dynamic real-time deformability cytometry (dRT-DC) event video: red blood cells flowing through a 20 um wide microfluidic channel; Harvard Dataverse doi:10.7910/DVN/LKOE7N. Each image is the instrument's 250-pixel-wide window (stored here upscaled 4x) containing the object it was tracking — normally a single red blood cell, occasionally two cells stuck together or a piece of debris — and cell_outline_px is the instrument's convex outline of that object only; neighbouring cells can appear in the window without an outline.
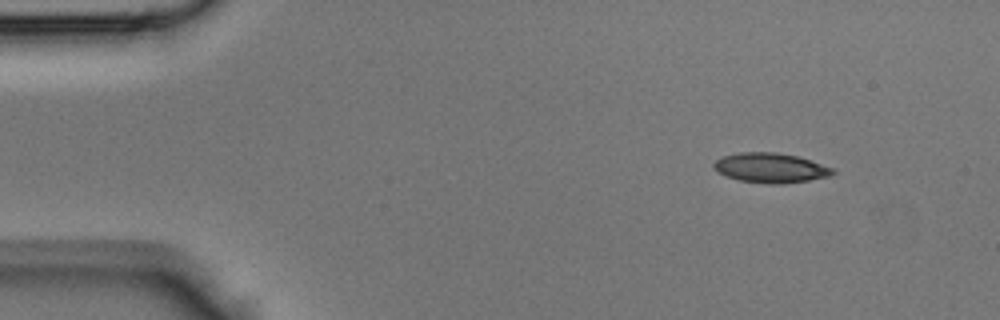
{"species": "Egyptian fruit bat (a non-hibernating species)", "species_latin": "Rousettus aegyptiacus", "temperature_condition": "room temperature", "stored_images_in_passage": 39, "camera_frame_rate_fps": 3000, "um_per_image_px": 0.085, "animal": {"sex": "male"}, "frame": {"image": 1, "passage_image": 1, "time_ms": 0.0, "image_size_px": [1000, 320], "cell_outline_px": [[836, 172], [832, 176], [808, 180], [780, 184], [768, 184], [740, 180], [716, 172], [712, 168], [712, 164], [716, 160], [724, 156], [740, 152], [776, 152], [796, 156], [836, 168]], "centroid_in_image_um": [65.52, 14.27], "position_along_channel_um": 19.5, "area_um2": 20.69}}
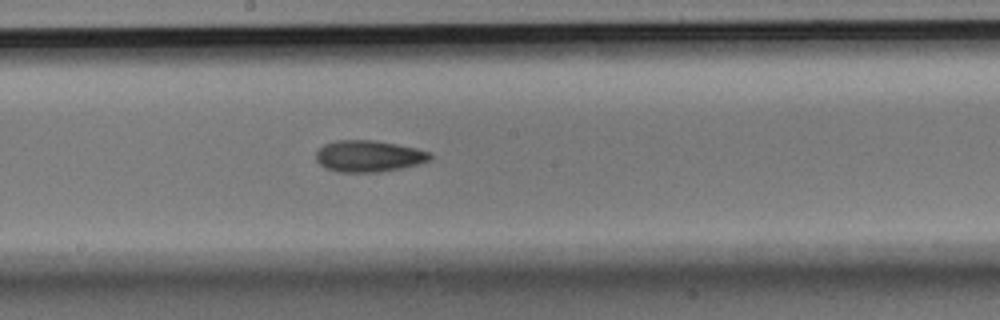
{"frame": {"image": 2, "passage_image": 19, "time_ms": 6.0, "image_size_px": [1000, 320], "cell_outline_px": [[432, 160], [400, 168], [380, 172], [336, 172], [324, 168], [316, 160], [316, 152], [324, 144], [336, 140], [372, 140], [396, 144], [416, 148], [432, 152]], "centroid_in_image_um": [31.33, 13.27], "position_along_channel_um": 216.9, "area_um2": 21.04}}
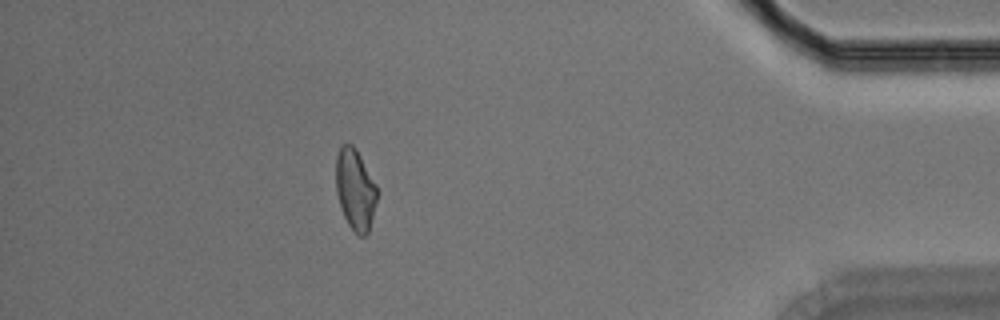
{"frame": {"image": 3, "passage_image": 34, "time_ms": 11.0, "image_size_px": [1000, 320], "cell_outline_px": [[376, 200], [368, 232], [364, 236], [360, 236], [348, 224], [344, 216], [336, 192], [336, 156], [340, 148], [344, 144], [352, 144], [356, 148], [376, 184]], "centroid_in_image_um": [30.18, 16.07], "position_along_channel_um": 405.0, "area_um2": 19.02}}